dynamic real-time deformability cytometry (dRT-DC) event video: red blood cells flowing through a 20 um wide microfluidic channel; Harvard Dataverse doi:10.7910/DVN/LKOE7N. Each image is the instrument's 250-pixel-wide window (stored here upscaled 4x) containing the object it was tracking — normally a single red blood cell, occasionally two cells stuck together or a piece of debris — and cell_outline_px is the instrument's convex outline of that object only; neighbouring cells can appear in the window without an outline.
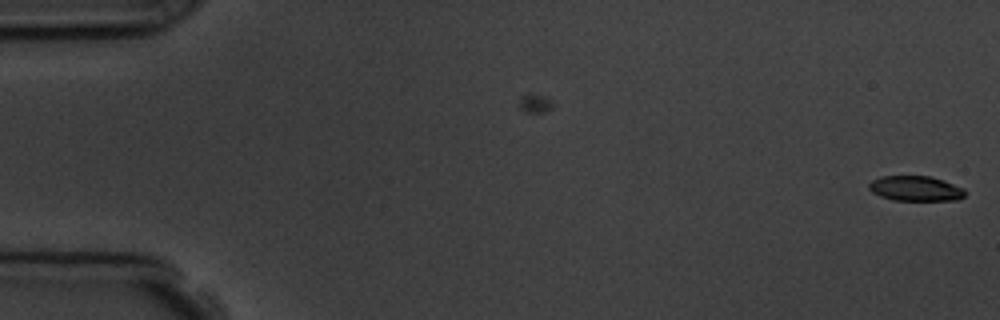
{"species": "common noctule bat (a hibernating species)", "species_latin": "Nyctalus noctula", "temperature_condition": "room temperature", "stored_images_in_passage": 2, "camera_frame_rate_fps": 3000, "um_per_image_px": 0.085, "animal": {"sex": "male", "body_mass_g": 19.5, "forearm_length_mm": 54.6}, "frame": {"image": 1, "passage_image": 2, "time_ms": 1.333, "image_size_px": [1000, 320], "cell_outline_px": [[964, 196], [960, 200], [892, 200], [880, 196], [872, 192], [868, 188], [868, 184], [872, 180], [880, 176], [928, 176], [944, 180], [964, 188]], "centroid_in_image_um": [77.81, 16.02], "position_along_channel_um": 7.2, "area_um2": 14.1}}